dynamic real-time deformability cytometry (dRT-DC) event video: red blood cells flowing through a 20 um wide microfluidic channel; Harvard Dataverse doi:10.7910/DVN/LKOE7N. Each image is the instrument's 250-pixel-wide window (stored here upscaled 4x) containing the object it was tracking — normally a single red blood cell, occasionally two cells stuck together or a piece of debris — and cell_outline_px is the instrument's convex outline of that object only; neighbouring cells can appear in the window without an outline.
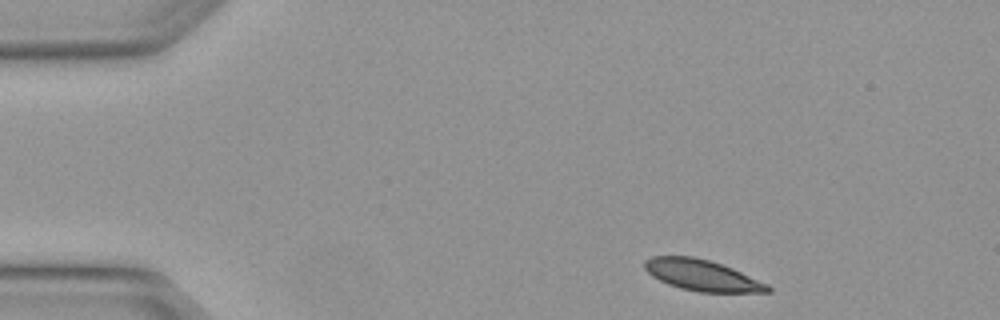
{"species": "Egyptian fruit bat (a non-hibernating species)", "species_latin": "Rousettus aegyptiacus", "temperature_condition": "warm", "stored_images_in_passage": 4, "camera_frame_rate_fps": 3000, "um_per_image_px": 0.085, "animal": {"sex": "female"}, "frame": {"image": 1, "passage_image": 1, "time_ms": 0.0, "image_size_px": [1000, 320], "cell_outline_px": [[772, 292], [700, 292], [680, 288], [668, 284], [652, 276], [644, 268], [644, 260], [652, 256], [692, 256], [708, 260], [732, 268], [768, 284], [772, 288]], "centroid_in_image_um": [59.66, 23.4], "position_along_channel_um": 25.3, "area_um2": 22.14}}
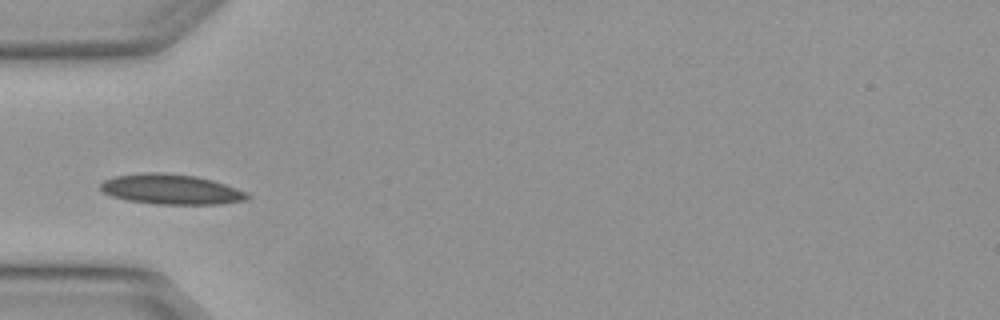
{"frame": {"image": 2, "passage_image": 3, "time_ms": 0.667, "image_size_px": [1000, 320], "cell_outline_px": [[252, 196], [244, 200], [220, 204], [156, 204], [128, 200], [112, 196], [104, 192], [100, 188], [100, 184], [104, 180], [116, 176], [144, 172], [160, 172], [196, 176], [212, 180], [248, 192]], "centroid_in_image_um": [14.56, 16.09], "position_along_channel_um": 70.4, "area_um2": 25.66}}
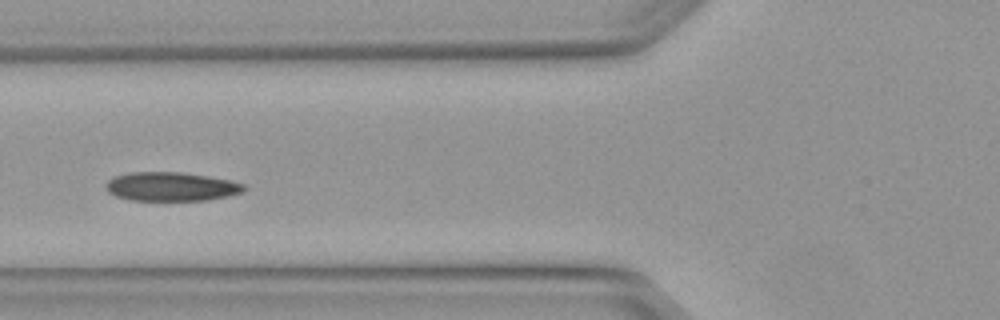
{"frame": {"image": 3, "passage_image": 4, "time_ms": 1.0, "image_size_px": [1000, 320], "cell_outline_px": [[248, 188], [244, 192], [228, 196], [208, 200], [128, 200], [116, 196], [108, 192], [108, 180], [116, 176], [132, 172], [184, 172], [208, 176], [228, 180], [244, 184]], "centroid_in_image_um": [14.61, 15.86], "position_along_channel_um": 111.2, "area_um2": 23.18}}